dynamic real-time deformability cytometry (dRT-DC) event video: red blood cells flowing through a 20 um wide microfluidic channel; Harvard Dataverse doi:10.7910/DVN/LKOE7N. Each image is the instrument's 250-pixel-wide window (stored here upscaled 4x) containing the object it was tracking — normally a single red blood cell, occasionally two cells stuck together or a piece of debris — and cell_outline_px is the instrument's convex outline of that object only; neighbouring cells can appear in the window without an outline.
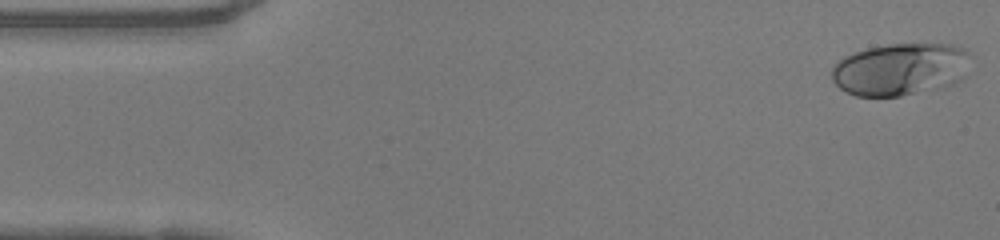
{"species": "human", "species_latin": "Homo sapiens", "temperature_condition": "warm", "stored_images_in_passage": 49, "camera_frame_rate_fps": 3000, "um_per_image_px": 0.085, "donor": {"sex": "female"}, "frame": {"image": 1, "passage_image": 1, "time_ms": 0.0, "image_size_px": [1000, 240], "cell_outline_px": [[964, 52], [936, 76], [912, 92], [900, 96], [856, 96], [840, 88], [832, 80], [832, 68], [844, 56], [868, 48], [888, 44], [948, 44], [960, 48]], "centroid_in_image_um": [75.86, 5.82], "position_along_channel_um": 9.1, "area_um2": 36.13}}
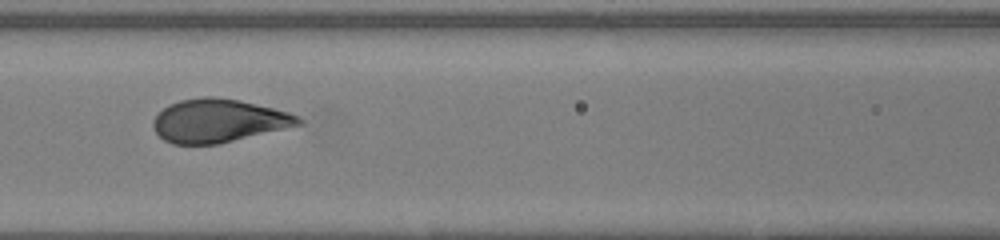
{"frame": {"image": 2, "passage_image": 20, "time_ms": 6.333, "image_size_px": [1000, 240], "cell_outline_px": [[304, 124], [220, 144], [172, 144], [164, 140], [152, 128], [152, 120], [168, 104], [180, 100], [204, 96], [212, 96], [240, 100], [288, 112], [304, 120]], "centroid_in_image_um": [18.56, 10.27], "position_along_channel_um": 148.0, "area_um2": 36.76}}
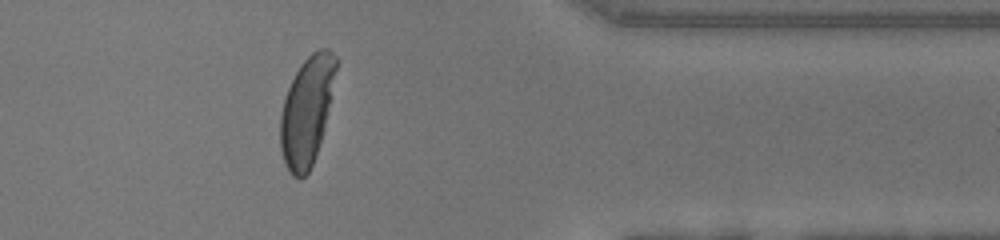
{"frame": {"image": 3, "passage_image": 39, "time_ms": 12.667, "image_size_px": [1000, 240], "cell_outline_px": [[336, 68], [324, 128], [312, 164], [308, 172], [300, 180], [292, 176], [284, 160], [280, 148], [280, 116], [284, 100], [288, 88], [296, 72], [304, 60], [312, 52], [320, 48], [328, 48], [336, 56]], "centroid_in_image_um": [26.05, 9.42], "position_along_channel_um": 385.3, "area_um2": 34.45}, "authors_computed_cell_mechanics": {"area_um2": 36.5874, "velocity_mm_per_s": 4.0805, "shape_relaxation_time_tau1_ms": 4.0084, "shape_relaxation_time_tau2_ms": null, "deformation_change_tau1": 0.2131, "deformation_change_tau2": null}}